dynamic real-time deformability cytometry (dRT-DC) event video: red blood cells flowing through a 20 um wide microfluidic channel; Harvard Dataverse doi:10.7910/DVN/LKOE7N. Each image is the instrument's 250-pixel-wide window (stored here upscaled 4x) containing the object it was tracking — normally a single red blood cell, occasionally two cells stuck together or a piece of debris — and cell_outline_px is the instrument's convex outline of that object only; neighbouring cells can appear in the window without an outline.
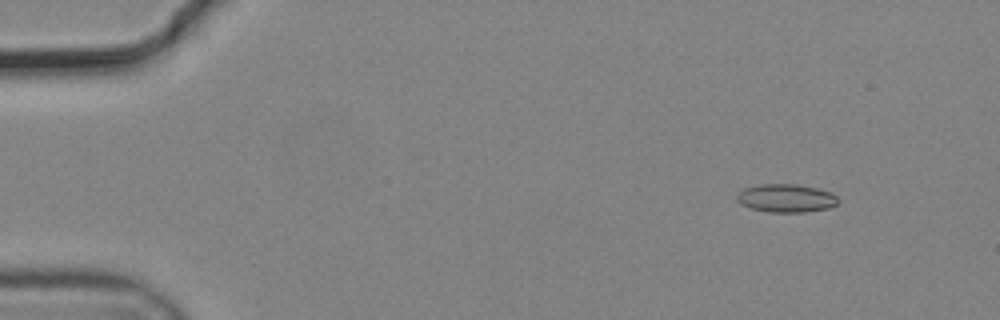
{"species": "common noctule bat (a hibernating species)", "species_latin": "Nyctalus noctula", "temperature_condition": "cold", "stored_images_in_passage": 54, "camera_frame_rate_fps": 3000, "um_per_image_px": 0.085, "animal": {"sex": "male", "body_mass_g": 19.2, "forearm_length_mm": 51.8}, "frame": {"image": 1, "passage_image": 5, "time_ms": 1.333, "image_size_px": [1000, 320], "cell_outline_px": [[840, 200], [836, 204], [828, 208], [804, 212], [768, 212], [752, 208], [740, 204], [736, 200], [736, 196], [744, 188], [760, 184], [796, 184], [816, 188], [832, 192]], "centroid_in_image_um": [66.82, 16.84], "position_along_channel_um": 18.2, "area_um2": 16.65}}
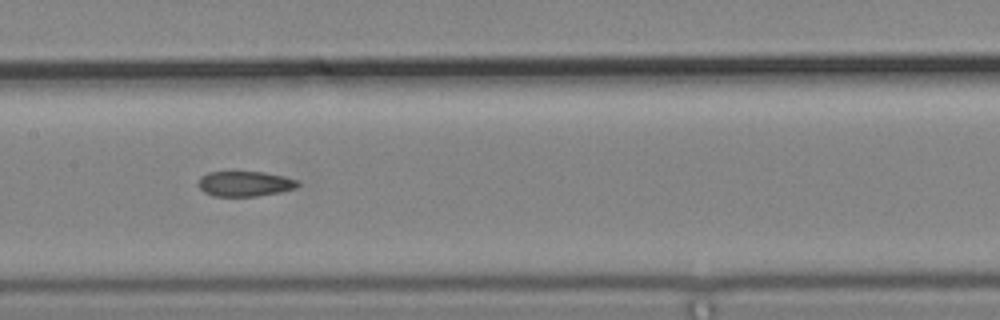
{"frame": {"image": 2, "passage_image": 27, "time_ms": 8.667, "image_size_px": [1000, 320], "cell_outline_px": [[300, 184], [296, 188], [280, 192], [256, 196], [212, 196], [204, 192], [200, 188], [200, 176], [208, 172], [264, 172], [284, 176], [300, 180]], "centroid_in_image_um": [20.86, 15.62], "position_along_channel_um": 186.5, "area_um2": 14.62}}
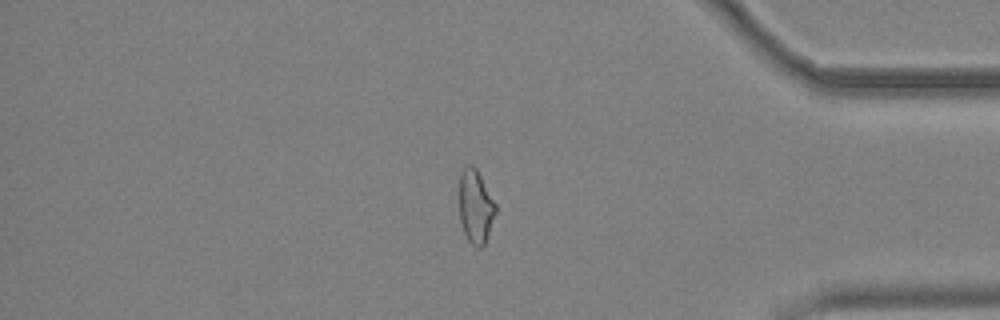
{"frame": {"image": 3, "passage_image": 46, "time_ms": 15.0, "image_size_px": [1000, 320], "cell_outline_px": [[496, 212], [484, 244], [480, 248], [476, 248], [468, 240], [464, 232], [460, 220], [460, 172], [468, 164], [472, 164], [476, 168], [496, 204]], "centroid_in_image_um": [40.42, 17.55], "position_along_channel_um": 394.8, "area_um2": 15.37}, "authors_computed_cell_mechanics": {"area_um2": 16.0395, "velocity_mm_per_s": 3.7124, "shape_relaxation_time_tau1_ms": null, "shape_relaxation_time_tau2_ms": 2.7478, "deformation_change_tau1": null, "deformation_change_tau2": 0.0871}}